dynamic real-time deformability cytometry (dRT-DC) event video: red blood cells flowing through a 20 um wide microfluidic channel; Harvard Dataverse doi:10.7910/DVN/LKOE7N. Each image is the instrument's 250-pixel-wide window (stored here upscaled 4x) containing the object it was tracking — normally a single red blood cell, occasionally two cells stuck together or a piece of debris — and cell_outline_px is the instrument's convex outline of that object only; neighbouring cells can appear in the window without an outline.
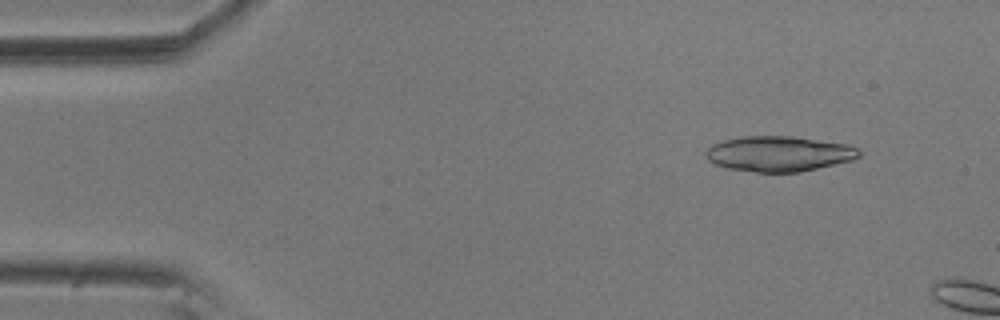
{"species": "common noctule bat (a hibernating species)", "species_latin": "Nyctalus noctula", "temperature_condition": "room temperature", "stored_images_in_passage": 4, "camera_frame_rate_fps": 3000, "um_per_image_px": 0.085, "animal": {"sex": "male", "body_mass_g": 20.5, "forearm_length_mm": 52.5}, "frame": {"image": 1, "passage_image": 2, "time_ms": 0.333, "image_size_px": [1000, 320], "cell_outline_px": [[860, 156], [852, 160], [800, 172], [756, 172], [728, 168], [716, 164], [708, 160], [704, 152], [712, 144], [720, 140], [740, 136], [792, 136], [848, 144], [856, 148], [860, 152]], "centroid_in_image_um": [66.17, 13.06], "position_along_channel_um": 18.8, "area_um2": 31.62}}